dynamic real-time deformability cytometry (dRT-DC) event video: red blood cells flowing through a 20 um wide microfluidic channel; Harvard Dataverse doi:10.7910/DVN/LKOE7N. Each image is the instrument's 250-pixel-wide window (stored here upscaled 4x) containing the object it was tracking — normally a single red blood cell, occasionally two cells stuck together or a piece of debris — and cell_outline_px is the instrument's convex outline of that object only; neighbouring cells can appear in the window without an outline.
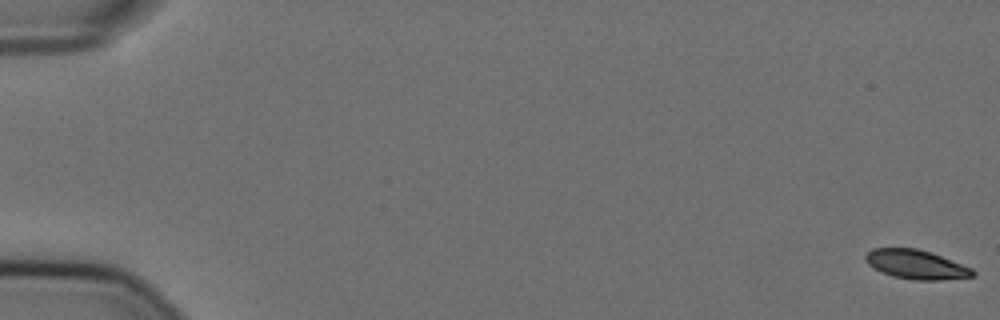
{"species": "Egyptian fruit bat (a non-hibernating species)", "species_latin": "Rousettus aegyptiacus", "temperature_condition": "cold", "stored_images_in_passage": 58, "camera_frame_rate_fps": 3000, "um_per_image_px": 0.085, "animal": {"sex": "female"}, "frame": {"image": 1, "passage_image": 1, "time_ms": 0.0, "image_size_px": [1000, 320], "cell_outline_px": [[976, 276], [940, 280], [912, 280], [892, 276], [880, 272], [868, 264], [864, 260], [864, 256], [872, 248], [916, 248], [940, 256], [972, 268], [976, 272]], "centroid_in_image_um": [77.84, 22.49], "position_along_channel_um": 7.2, "area_um2": 18.21}}
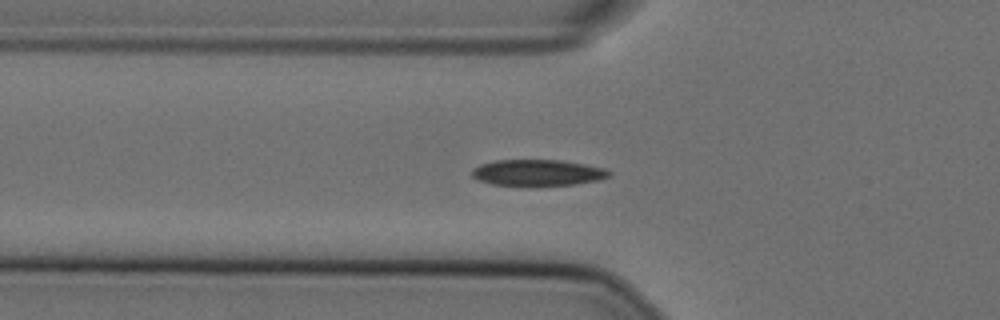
{"frame": {"image": 2, "passage_image": 21, "time_ms": 6.667, "image_size_px": [1000, 320], "cell_outline_px": [[612, 176], [600, 180], [576, 184], [532, 188], [528, 188], [492, 184], [480, 180], [472, 176], [472, 168], [480, 164], [496, 160], [560, 160], [584, 164], [604, 168], [612, 172]], "centroid_in_image_um": [45.72, 14.72], "position_along_channel_um": 80.1, "area_um2": 21.79}}
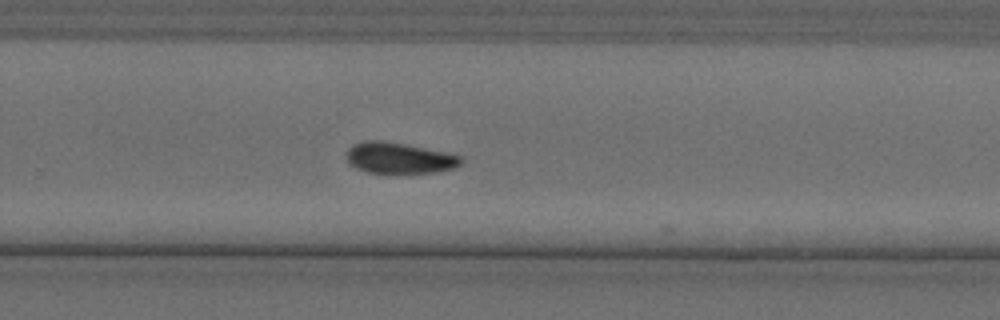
{"frame": {"image": 3, "passage_image": 39, "time_ms": 12.667, "image_size_px": [1000, 320], "cell_outline_px": [[464, 160], [456, 168], [436, 172], [368, 172], [356, 168], [348, 164], [344, 156], [344, 152], [352, 144], [364, 140], [380, 140], [404, 144], [444, 152], [460, 156]], "centroid_in_image_um": [33.85, 13.42], "position_along_channel_um": 295.9, "area_um2": 20.69}, "authors_computed_cell_mechanics": {"area_um2": 20.23, "velocity_mm_per_s": 3.5897, "shape_relaxation_time_tau1_ms": 5.1482, "shape_relaxation_time_tau2_ms": null, "deformation_change_tau1": 0.131, "deformation_change_tau2": null}}